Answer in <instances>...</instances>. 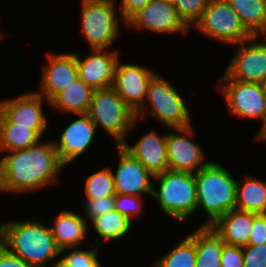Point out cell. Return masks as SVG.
<instances>
[{"label": "cell", "mask_w": 266, "mask_h": 267, "mask_svg": "<svg viewBox=\"0 0 266 267\" xmlns=\"http://www.w3.org/2000/svg\"><path fill=\"white\" fill-rule=\"evenodd\" d=\"M86 199H97L108 196H115L113 172L106 167L90 175L85 185Z\"/></svg>", "instance_id": "cell-29"}, {"label": "cell", "mask_w": 266, "mask_h": 267, "mask_svg": "<svg viewBox=\"0 0 266 267\" xmlns=\"http://www.w3.org/2000/svg\"><path fill=\"white\" fill-rule=\"evenodd\" d=\"M70 254L63 256L53 267H102L97 255V247L92 250L66 248Z\"/></svg>", "instance_id": "cell-30"}, {"label": "cell", "mask_w": 266, "mask_h": 267, "mask_svg": "<svg viewBox=\"0 0 266 267\" xmlns=\"http://www.w3.org/2000/svg\"><path fill=\"white\" fill-rule=\"evenodd\" d=\"M235 209L257 214L266 213V181L250 176L237 180Z\"/></svg>", "instance_id": "cell-24"}, {"label": "cell", "mask_w": 266, "mask_h": 267, "mask_svg": "<svg viewBox=\"0 0 266 267\" xmlns=\"http://www.w3.org/2000/svg\"><path fill=\"white\" fill-rule=\"evenodd\" d=\"M119 164L113 174L116 194L140 196L148 193L152 196L153 187L150 178L153 175L122 145H117Z\"/></svg>", "instance_id": "cell-15"}, {"label": "cell", "mask_w": 266, "mask_h": 267, "mask_svg": "<svg viewBox=\"0 0 266 267\" xmlns=\"http://www.w3.org/2000/svg\"><path fill=\"white\" fill-rule=\"evenodd\" d=\"M170 129L177 134H167L168 170L195 174L210 162H204L202 149L189 139L194 132L191 125Z\"/></svg>", "instance_id": "cell-11"}, {"label": "cell", "mask_w": 266, "mask_h": 267, "mask_svg": "<svg viewBox=\"0 0 266 267\" xmlns=\"http://www.w3.org/2000/svg\"><path fill=\"white\" fill-rule=\"evenodd\" d=\"M209 0H177L174 5L178 16L189 27L200 20Z\"/></svg>", "instance_id": "cell-31"}, {"label": "cell", "mask_w": 266, "mask_h": 267, "mask_svg": "<svg viewBox=\"0 0 266 267\" xmlns=\"http://www.w3.org/2000/svg\"><path fill=\"white\" fill-rule=\"evenodd\" d=\"M42 95L26 93L16 98L0 101V112L12 123L33 129L41 138L47 129L46 117L42 110Z\"/></svg>", "instance_id": "cell-14"}, {"label": "cell", "mask_w": 266, "mask_h": 267, "mask_svg": "<svg viewBox=\"0 0 266 267\" xmlns=\"http://www.w3.org/2000/svg\"><path fill=\"white\" fill-rule=\"evenodd\" d=\"M195 242L187 236L163 257L158 259L154 267H196Z\"/></svg>", "instance_id": "cell-28"}, {"label": "cell", "mask_w": 266, "mask_h": 267, "mask_svg": "<svg viewBox=\"0 0 266 267\" xmlns=\"http://www.w3.org/2000/svg\"><path fill=\"white\" fill-rule=\"evenodd\" d=\"M221 90L231 114L244 118H261L266 126V94L262 84L242 82L232 78H220Z\"/></svg>", "instance_id": "cell-9"}, {"label": "cell", "mask_w": 266, "mask_h": 267, "mask_svg": "<svg viewBox=\"0 0 266 267\" xmlns=\"http://www.w3.org/2000/svg\"><path fill=\"white\" fill-rule=\"evenodd\" d=\"M126 24L128 27L146 29L155 33L175 34L187 32L188 27L178 16L174 5L162 0H151Z\"/></svg>", "instance_id": "cell-13"}, {"label": "cell", "mask_w": 266, "mask_h": 267, "mask_svg": "<svg viewBox=\"0 0 266 267\" xmlns=\"http://www.w3.org/2000/svg\"><path fill=\"white\" fill-rule=\"evenodd\" d=\"M0 244H1V224H0Z\"/></svg>", "instance_id": "cell-43"}, {"label": "cell", "mask_w": 266, "mask_h": 267, "mask_svg": "<svg viewBox=\"0 0 266 267\" xmlns=\"http://www.w3.org/2000/svg\"><path fill=\"white\" fill-rule=\"evenodd\" d=\"M41 139L33 129L12 124L0 112V152L26 149Z\"/></svg>", "instance_id": "cell-25"}, {"label": "cell", "mask_w": 266, "mask_h": 267, "mask_svg": "<svg viewBox=\"0 0 266 267\" xmlns=\"http://www.w3.org/2000/svg\"><path fill=\"white\" fill-rule=\"evenodd\" d=\"M49 65L43 69L41 92L48 102L71 82L79 78L75 53H47Z\"/></svg>", "instance_id": "cell-18"}, {"label": "cell", "mask_w": 266, "mask_h": 267, "mask_svg": "<svg viewBox=\"0 0 266 267\" xmlns=\"http://www.w3.org/2000/svg\"><path fill=\"white\" fill-rule=\"evenodd\" d=\"M54 226L50 227L61 254L66 248H74L84 242L87 229L86 220L79 214L70 211H61L55 219Z\"/></svg>", "instance_id": "cell-21"}, {"label": "cell", "mask_w": 266, "mask_h": 267, "mask_svg": "<svg viewBox=\"0 0 266 267\" xmlns=\"http://www.w3.org/2000/svg\"><path fill=\"white\" fill-rule=\"evenodd\" d=\"M147 99V100H146ZM146 101L149 102L151 115L169 128L190 126L187 106L175 87L155 74L148 85L143 107L136 113V119L144 118Z\"/></svg>", "instance_id": "cell-6"}, {"label": "cell", "mask_w": 266, "mask_h": 267, "mask_svg": "<svg viewBox=\"0 0 266 267\" xmlns=\"http://www.w3.org/2000/svg\"><path fill=\"white\" fill-rule=\"evenodd\" d=\"M257 38L253 36L248 41L238 44V51H235L236 54L222 78L262 84L266 78V43L256 42Z\"/></svg>", "instance_id": "cell-10"}, {"label": "cell", "mask_w": 266, "mask_h": 267, "mask_svg": "<svg viewBox=\"0 0 266 267\" xmlns=\"http://www.w3.org/2000/svg\"><path fill=\"white\" fill-rule=\"evenodd\" d=\"M39 221L1 223V244L34 267H43L61 254L50 226Z\"/></svg>", "instance_id": "cell-2"}, {"label": "cell", "mask_w": 266, "mask_h": 267, "mask_svg": "<svg viewBox=\"0 0 266 267\" xmlns=\"http://www.w3.org/2000/svg\"><path fill=\"white\" fill-rule=\"evenodd\" d=\"M92 224L99 237L104 240L121 239L132 227V222L116 210L95 218Z\"/></svg>", "instance_id": "cell-27"}, {"label": "cell", "mask_w": 266, "mask_h": 267, "mask_svg": "<svg viewBox=\"0 0 266 267\" xmlns=\"http://www.w3.org/2000/svg\"><path fill=\"white\" fill-rule=\"evenodd\" d=\"M115 196H108L97 199H87L85 201V214L87 219L92 222L95 218L115 210Z\"/></svg>", "instance_id": "cell-33"}, {"label": "cell", "mask_w": 266, "mask_h": 267, "mask_svg": "<svg viewBox=\"0 0 266 267\" xmlns=\"http://www.w3.org/2000/svg\"><path fill=\"white\" fill-rule=\"evenodd\" d=\"M151 0H121V20L127 23L137 12L143 9Z\"/></svg>", "instance_id": "cell-37"}, {"label": "cell", "mask_w": 266, "mask_h": 267, "mask_svg": "<svg viewBox=\"0 0 266 267\" xmlns=\"http://www.w3.org/2000/svg\"><path fill=\"white\" fill-rule=\"evenodd\" d=\"M194 28H198L207 37L231 45H237L253 37L226 0H209Z\"/></svg>", "instance_id": "cell-8"}, {"label": "cell", "mask_w": 266, "mask_h": 267, "mask_svg": "<svg viewBox=\"0 0 266 267\" xmlns=\"http://www.w3.org/2000/svg\"><path fill=\"white\" fill-rule=\"evenodd\" d=\"M114 0H82V33L91 49H104L116 40L121 18Z\"/></svg>", "instance_id": "cell-7"}, {"label": "cell", "mask_w": 266, "mask_h": 267, "mask_svg": "<svg viewBox=\"0 0 266 267\" xmlns=\"http://www.w3.org/2000/svg\"><path fill=\"white\" fill-rule=\"evenodd\" d=\"M263 243H266V213H254L253 225L247 245Z\"/></svg>", "instance_id": "cell-36"}, {"label": "cell", "mask_w": 266, "mask_h": 267, "mask_svg": "<svg viewBox=\"0 0 266 267\" xmlns=\"http://www.w3.org/2000/svg\"><path fill=\"white\" fill-rule=\"evenodd\" d=\"M197 208L209 219L202 226H212L220 217L236 208L237 180L219 163L209 162L195 174Z\"/></svg>", "instance_id": "cell-3"}, {"label": "cell", "mask_w": 266, "mask_h": 267, "mask_svg": "<svg viewBox=\"0 0 266 267\" xmlns=\"http://www.w3.org/2000/svg\"><path fill=\"white\" fill-rule=\"evenodd\" d=\"M196 247V267H221L223 240L211 226H200L188 235Z\"/></svg>", "instance_id": "cell-23"}, {"label": "cell", "mask_w": 266, "mask_h": 267, "mask_svg": "<svg viewBox=\"0 0 266 267\" xmlns=\"http://www.w3.org/2000/svg\"><path fill=\"white\" fill-rule=\"evenodd\" d=\"M87 115L96 128L101 125L114 137L117 145L126 142L127 134L139 121L113 87L94 90Z\"/></svg>", "instance_id": "cell-5"}, {"label": "cell", "mask_w": 266, "mask_h": 267, "mask_svg": "<svg viewBox=\"0 0 266 267\" xmlns=\"http://www.w3.org/2000/svg\"><path fill=\"white\" fill-rule=\"evenodd\" d=\"M71 122L62 132L55 147L61 163L66 164L83 154L93 142L96 126L87 114Z\"/></svg>", "instance_id": "cell-17"}, {"label": "cell", "mask_w": 266, "mask_h": 267, "mask_svg": "<svg viewBox=\"0 0 266 267\" xmlns=\"http://www.w3.org/2000/svg\"><path fill=\"white\" fill-rule=\"evenodd\" d=\"M153 179L159 180V188L153 189L152 197L164 214L181 222L198 209L194 174L166 170Z\"/></svg>", "instance_id": "cell-4"}, {"label": "cell", "mask_w": 266, "mask_h": 267, "mask_svg": "<svg viewBox=\"0 0 266 267\" xmlns=\"http://www.w3.org/2000/svg\"><path fill=\"white\" fill-rule=\"evenodd\" d=\"M94 89L80 78L58 92L49 103L63 112L76 115L87 114Z\"/></svg>", "instance_id": "cell-22"}, {"label": "cell", "mask_w": 266, "mask_h": 267, "mask_svg": "<svg viewBox=\"0 0 266 267\" xmlns=\"http://www.w3.org/2000/svg\"><path fill=\"white\" fill-rule=\"evenodd\" d=\"M156 73L133 64H120L115 66L112 87L125 103L137 113L144 105L149 82Z\"/></svg>", "instance_id": "cell-12"}, {"label": "cell", "mask_w": 266, "mask_h": 267, "mask_svg": "<svg viewBox=\"0 0 266 267\" xmlns=\"http://www.w3.org/2000/svg\"><path fill=\"white\" fill-rule=\"evenodd\" d=\"M0 267H34L0 244Z\"/></svg>", "instance_id": "cell-38"}, {"label": "cell", "mask_w": 266, "mask_h": 267, "mask_svg": "<svg viewBox=\"0 0 266 267\" xmlns=\"http://www.w3.org/2000/svg\"><path fill=\"white\" fill-rule=\"evenodd\" d=\"M167 135L161 136L152 131L145 133L133 146L126 142L122 147L135 157L153 177L168 170Z\"/></svg>", "instance_id": "cell-19"}, {"label": "cell", "mask_w": 266, "mask_h": 267, "mask_svg": "<svg viewBox=\"0 0 266 267\" xmlns=\"http://www.w3.org/2000/svg\"><path fill=\"white\" fill-rule=\"evenodd\" d=\"M257 139L266 141V126L258 132Z\"/></svg>", "instance_id": "cell-39"}, {"label": "cell", "mask_w": 266, "mask_h": 267, "mask_svg": "<svg viewBox=\"0 0 266 267\" xmlns=\"http://www.w3.org/2000/svg\"><path fill=\"white\" fill-rule=\"evenodd\" d=\"M265 1V18H264V25H263V30L258 34L259 35H262L265 37L266 39V0Z\"/></svg>", "instance_id": "cell-40"}, {"label": "cell", "mask_w": 266, "mask_h": 267, "mask_svg": "<svg viewBox=\"0 0 266 267\" xmlns=\"http://www.w3.org/2000/svg\"><path fill=\"white\" fill-rule=\"evenodd\" d=\"M221 267H244L242 247L223 242Z\"/></svg>", "instance_id": "cell-35"}, {"label": "cell", "mask_w": 266, "mask_h": 267, "mask_svg": "<svg viewBox=\"0 0 266 267\" xmlns=\"http://www.w3.org/2000/svg\"><path fill=\"white\" fill-rule=\"evenodd\" d=\"M141 199L140 196L116 194L114 203L115 210L132 222V218L139 214L141 210Z\"/></svg>", "instance_id": "cell-32"}, {"label": "cell", "mask_w": 266, "mask_h": 267, "mask_svg": "<svg viewBox=\"0 0 266 267\" xmlns=\"http://www.w3.org/2000/svg\"><path fill=\"white\" fill-rule=\"evenodd\" d=\"M254 212L231 210L211 227L224 243L244 247L248 244Z\"/></svg>", "instance_id": "cell-20"}, {"label": "cell", "mask_w": 266, "mask_h": 267, "mask_svg": "<svg viewBox=\"0 0 266 267\" xmlns=\"http://www.w3.org/2000/svg\"><path fill=\"white\" fill-rule=\"evenodd\" d=\"M244 267H266V243L242 247Z\"/></svg>", "instance_id": "cell-34"}, {"label": "cell", "mask_w": 266, "mask_h": 267, "mask_svg": "<svg viewBox=\"0 0 266 267\" xmlns=\"http://www.w3.org/2000/svg\"><path fill=\"white\" fill-rule=\"evenodd\" d=\"M237 12L242 24L253 35L263 30L265 18L264 0H226Z\"/></svg>", "instance_id": "cell-26"}, {"label": "cell", "mask_w": 266, "mask_h": 267, "mask_svg": "<svg viewBox=\"0 0 266 267\" xmlns=\"http://www.w3.org/2000/svg\"><path fill=\"white\" fill-rule=\"evenodd\" d=\"M0 159V192L23 193L55 183L65 166L61 163L54 141L26 149L9 151Z\"/></svg>", "instance_id": "cell-1"}, {"label": "cell", "mask_w": 266, "mask_h": 267, "mask_svg": "<svg viewBox=\"0 0 266 267\" xmlns=\"http://www.w3.org/2000/svg\"><path fill=\"white\" fill-rule=\"evenodd\" d=\"M162 1H165V2L172 4V5H175L177 2V0H162Z\"/></svg>", "instance_id": "cell-41"}, {"label": "cell", "mask_w": 266, "mask_h": 267, "mask_svg": "<svg viewBox=\"0 0 266 267\" xmlns=\"http://www.w3.org/2000/svg\"><path fill=\"white\" fill-rule=\"evenodd\" d=\"M91 55L80 60L75 54L79 78L95 89L112 87L118 52H104V49H92Z\"/></svg>", "instance_id": "cell-16"}, {"label": "cell", "mask_w": 266, "mask_h": 267, "mask_svg": "<svg viewBox=\"0 0 266 267\" xmlns=\"http://www.w3.org/2000/svg\"><path fill=\"white\" fill-rule=\"evenodd\" d=\"M262 86H263V89H264V93L266 94V78L262 82Z\"/></svg>", "instance_id": "cell-42"}]
</instances>
